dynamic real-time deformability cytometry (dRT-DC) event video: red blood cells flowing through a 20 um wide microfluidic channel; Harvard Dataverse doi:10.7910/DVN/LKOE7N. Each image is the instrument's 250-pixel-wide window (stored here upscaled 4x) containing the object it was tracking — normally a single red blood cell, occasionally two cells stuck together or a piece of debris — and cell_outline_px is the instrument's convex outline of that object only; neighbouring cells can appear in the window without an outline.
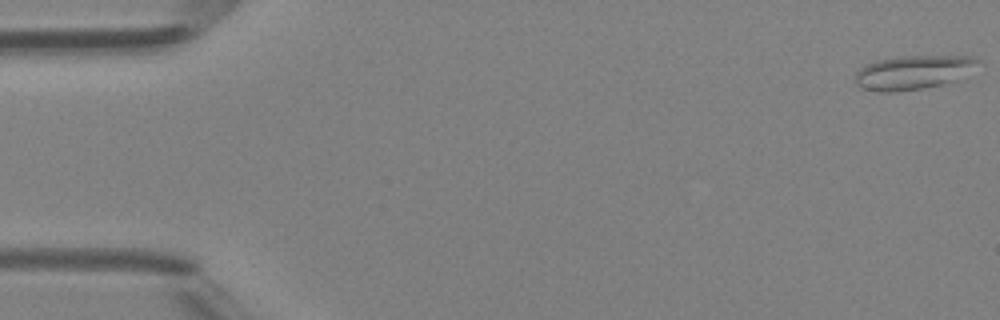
{"species": "Egyptian fruit bat (a non-hibernating species)", "species_latin": "Rousettus aegyptiacus", "temperature_condition": "room temperature", "stored_images_in_passage": 6, "camera_frame_rate_fps": 3000, "um_per_image_px": 0.085, "animal": {"sex": "female"}, "frame": {"image": 1, "passage_image": 1, "time_ms": 0.0, "image_size_px": [1000, 320], "cell_outline_px": [[980, 60], [956, 80], [944, 84], [924, 88], [892, 92], [876, 92], [860, 88], [856, 84], [856, 72], [864, 64], [876, 60], [900, 56], [972, 56]], "centroid_in_image_um": [77.52, 6.15], "position_along_channel_um": 7.5, "area_um2": 24.16}}